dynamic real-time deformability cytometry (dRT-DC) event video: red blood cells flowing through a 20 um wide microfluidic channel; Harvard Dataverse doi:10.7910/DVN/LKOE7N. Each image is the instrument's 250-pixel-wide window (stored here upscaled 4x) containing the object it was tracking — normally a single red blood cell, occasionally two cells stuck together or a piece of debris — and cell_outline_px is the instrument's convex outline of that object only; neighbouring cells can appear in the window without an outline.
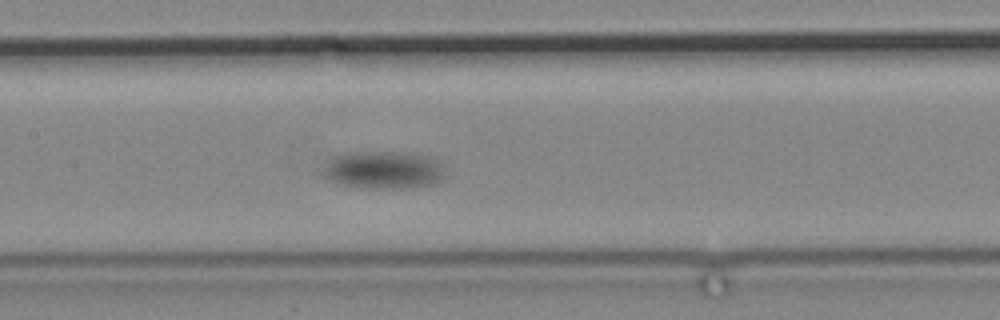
{"species": "common noctule bat (a hibernating species)", "species_latin": "Nyctalus noctula", "temperature_condition": "cold", "stored_images_in_passage": 19, "camera_frame_rate_fps": 3000, "um_per_image_px": 0.085, "animal": {"sex": "male", "body_mass_g": 19.2, "forearm_length_mm": 51.8}, "frame": {"image": 1, "passage_image": 16, "time_ms": 20.333, "image_size_px": [1000, 320], "cell_outline_px": [[444, 180], [432, 184], [412, 188], [360, 188], [336, 184], [324, 176], [324, 172], [332, 160], [340, 152], [404, 152], [432, 156], [440, 164], [444, 172]], "centroid_in_image_um": [32.65, 14.46], "position_along_channel_um": 174.8, "area_um2": 26.99}}
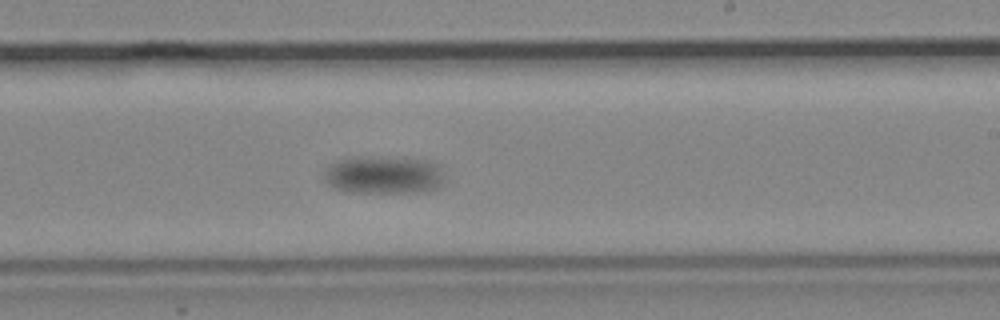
{"frame": {"image": 2, "passage_image": 19, "time_ms": 23.667, "image_size_px": [1000, 320], "cell_outline_px": [[448, 180], [432, 188], [416, 192], [348, 192], [332, 188], [324, 180], [324, 172], [336, 160], [356, 156], [432, 160], [440, 164]], "centroid_in_image_um": [32.64, 14.86], "position_along_channel_um": 256.4, "area_um2": 26.88}}